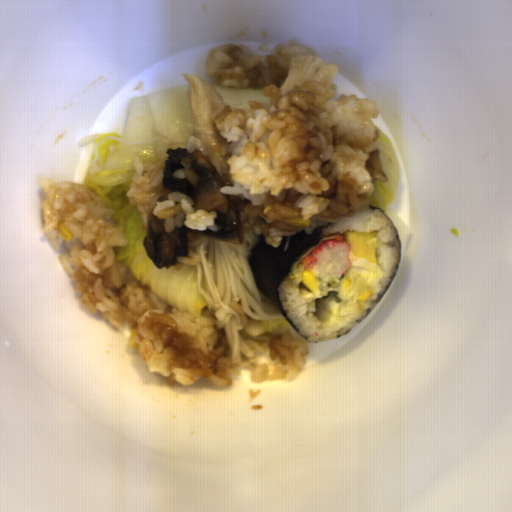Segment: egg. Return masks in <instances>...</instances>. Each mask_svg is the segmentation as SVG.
I'll return each mask as SVG.
<instances>
[{
    "label": "egg",
    "mask_w": 512,
    "mask_h": 512,
    "mask_svg": "<svg viewBox=\"0 0 512 512\" xmlns=\"http://www.w3.org/2000/svg\"><path fill=\"white\" fill-rule=\"evenodd\" d=\"M303 284L311 291L317 292L316 275L308 268L303 269Z\"/></svg>",
    "instance_id": "2"
},
{
    "label": "egg",
    "mask_w": 512,
    "mask_h": 512,
    "mask_svg": "<svg viewBox=\"0 0 512 512\" xmlns=\"http://www.w3.org/2000/svg\"><path fill=\"white\" fill-rule=\"evenodd\" d=\"M343 239L354 257L364 258L369 263L378 264L377 252L382 250V245L375 232L345 231Z\"/></svg>",
    "instance_id": "1"
},
{
    "label": "egg",
    "mask_w": 512,
    "mask_h": 512,
    "mask_svg": "<svg viewBox=\"0 0 512 512\" xmlns=\"http://www.w3.org/2000/svg\"><path fill=\"white\" fill-rule=\"evenodd\" d=\"M372 295V293L370 291H364L362 292L361 294L358 295V299L359 300H367L368 298H370Z\"/></svg>",
    "instance_id": "3"
}]
</instances>
